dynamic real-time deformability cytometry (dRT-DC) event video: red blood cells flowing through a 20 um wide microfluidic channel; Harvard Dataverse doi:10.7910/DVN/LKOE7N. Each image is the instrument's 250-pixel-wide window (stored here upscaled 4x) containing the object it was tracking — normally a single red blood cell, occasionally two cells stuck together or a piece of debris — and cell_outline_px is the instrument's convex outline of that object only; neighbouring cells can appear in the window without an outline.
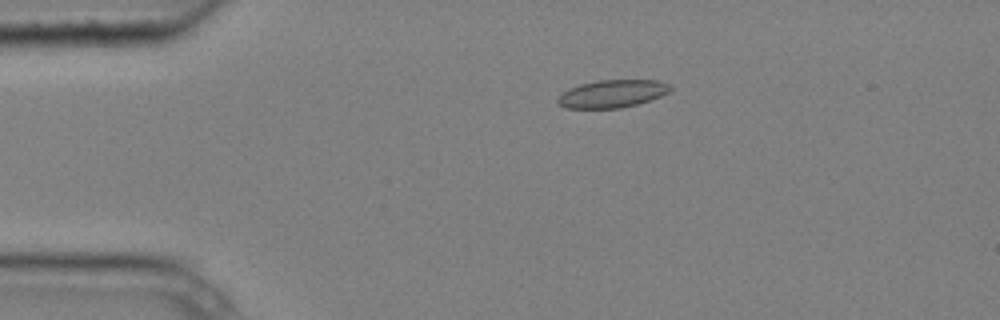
{"species": "common noctule bat (a hibernating species)", "species_latin": "Nyctalus noctula", "temperature_condition": "cold", "stored_images_in_passage": 6, "camera_frame_rate_fps": 3000, "um_per_image_px": 0.085, "animal": {"sex": "male", "body_mass_g": 20.4}, "frame": {"image": 1, "passage_image": 4, "time_ms": 1.0, "image_size_px": [1000, 320], "cell_outline_px": [[672, 88], [668, 92], [660, 96], [636, 104], [620, 108], [568, 108], [560, 104], [556, 100], [556, 96], [568, 88], [580, 84], [600, 80], [660, 80], [672, 84]], "centroid_in_image_um": [52.03, 7.95], "position_along_channel_um": 33.0, "area_um2": 18.21}}
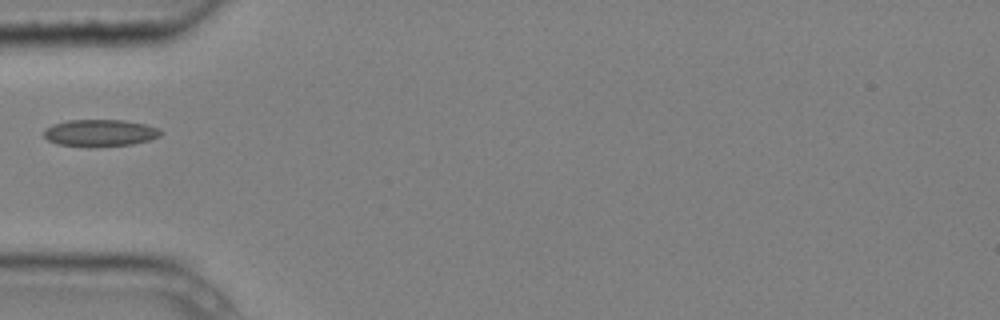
{"frame": {"image": 2, "passage_image": 6, "time_ms": 1.667, "image_size_px": [1000, 320], "cell_outline_px": [[164, 132], [160, 136], [148, 140], [132, 144], [92, 148], [88, 148], [56, 144], [48, 140], [44, 136], [44, 128], [52, 124], [68, 120], [124, 120], [144, 124], [160, 128]], "centroid_in_image_um": [8.48, 11.31], "position_along_channel_um": 76.5, "area_um2": 18.79}}